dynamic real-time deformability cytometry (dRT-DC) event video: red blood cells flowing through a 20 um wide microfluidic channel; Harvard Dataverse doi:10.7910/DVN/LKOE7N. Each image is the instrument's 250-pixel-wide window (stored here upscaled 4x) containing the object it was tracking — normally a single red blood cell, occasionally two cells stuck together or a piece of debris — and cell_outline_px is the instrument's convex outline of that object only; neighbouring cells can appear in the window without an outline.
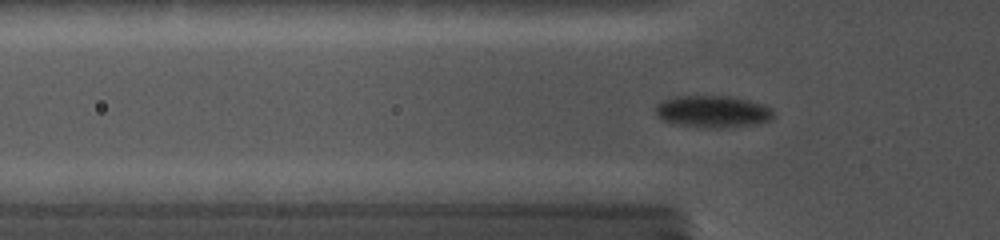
{"species": "common noctule bat (a hibernating species)", "species_latin": "Nyctalus noctula", "temperature_condition": "cold", "stored_images_in_passage": 17, "camera_frame_rate_fps": 5000, "um_per_image_px": 0.085, "animal": {"sex": "female", "body_mass_g": 19.0, "forearm_length_mm": 56.7}, "frame": {"image": 1, "passage_image": 4, "time_ms": 0.4, "image_size_px": [1000, 240], "cell_outline_px": [[772, 120], [752, 124], [708, 128], [704, 128], [676, 124], [660, 120], [656, 116], [656, 104], [664, 100], [676, 96], [720, 96], [744, 100], [760, 104], [772, 108]], "centroid_in_image_um": [60.49, 9.49], "position_along_channel_um": 65.3, "area_um2": 21.5}}